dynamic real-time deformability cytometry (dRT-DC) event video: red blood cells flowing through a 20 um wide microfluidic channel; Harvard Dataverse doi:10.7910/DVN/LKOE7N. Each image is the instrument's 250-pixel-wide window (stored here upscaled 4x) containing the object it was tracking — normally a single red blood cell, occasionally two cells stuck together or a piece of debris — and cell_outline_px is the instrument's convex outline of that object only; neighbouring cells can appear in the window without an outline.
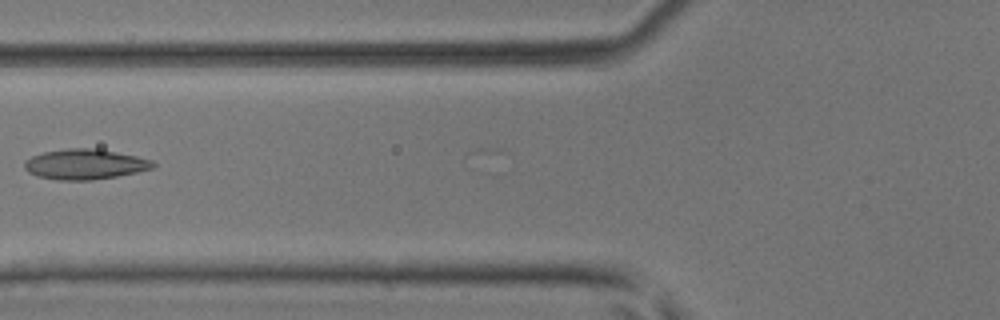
{"species": "common noctule bat (a hibernating species)", "species_latin": "Nyctalus noctula", "temperature_condition": "room temperature", "stored_images_in_passage": 5, "camera_frame_rate_fps": 3000, "um_per_image_px": 0.085, "animal": {"sex": "male", "body_mass_g": 17.9, "forearm_length_mm": 54.2}, "frame": {"image": 1, "passage_image": 5, "time_ms": 5.333, "image_size_px": [1000, 320], "cell_outline_px": [[156, 168], [116, 176], [92, 180], [56, 180], [36, 176], [28, 172], [24, 168], [24, 164], [32, 156], [44, 152], [68, 148], [96, 148], [136, 156], [152, 160], [156, 164]], "centroid_in_image_um": [7.23, 13.96], "position_along_channel_um": 118.6, "area_um2": 22.66}}